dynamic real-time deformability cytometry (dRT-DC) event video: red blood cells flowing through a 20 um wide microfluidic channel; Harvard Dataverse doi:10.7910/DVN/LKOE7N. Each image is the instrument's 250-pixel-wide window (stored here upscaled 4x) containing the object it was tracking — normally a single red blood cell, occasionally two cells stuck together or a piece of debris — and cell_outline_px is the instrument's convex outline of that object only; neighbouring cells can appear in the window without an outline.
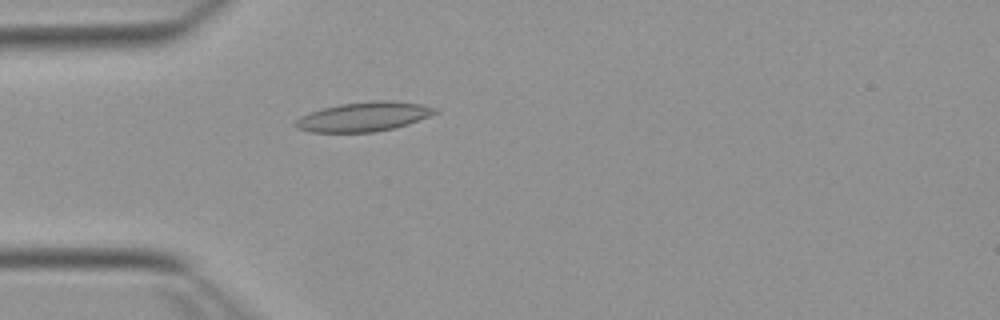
{"species": "Egyptian fruit bat (a non-hibernating species)", "species_latin": "Rousettus aegyptiacus", "temperature_condition": "warm", "stored_images_in_passage": 52, "camera_frame_rate_fps": 3000, "um_per_image_px": 0.085, "animal": {"sex": "female"}, "frame": {"image": 1, "passage_image": 15, "time_ms": 4.667, "image_size_px": [1000, 320], "cell_outline_px": [[440, 112], [408, 124], [396, 128], [372, 132], [312, 132], [296, 128], [296, 120], [300, 116], [320, 108], [340, 104], [376, 100], [392, 100], [420, 104], [440, 108]], "centroid_in_image_um": [30.97, 9.91], "position_along_channel_um": 54.0, "area_um2": 24.04}}
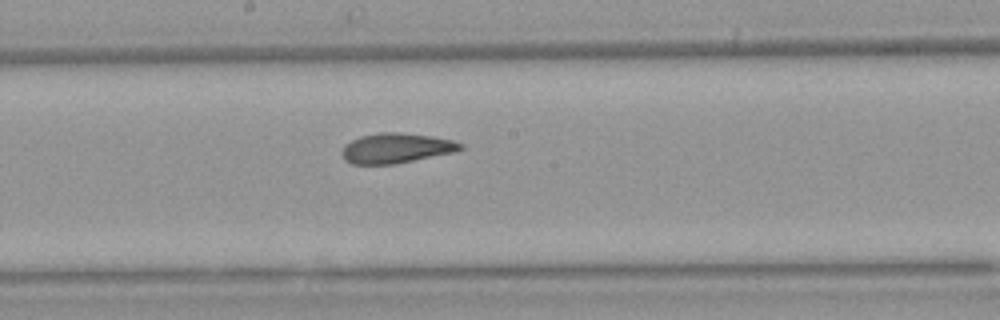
{"frame": {"image": 2, "passage_image": 28, "time_ms": 9.0, "image_size_px": [1000, 320], "cell_outline_px": [[464, 148], [456, 152], [396, 164], [352, 164], [344, 160], [340, 152], [344, 144], [360, 136], [380, 132], [400, 132], [432, 136], [452, 140], [464, 144]], "centroid_in_image_um": [33.67, 12.59], "position_along_channel_um": 214.5, "area_um2": 21.04}}
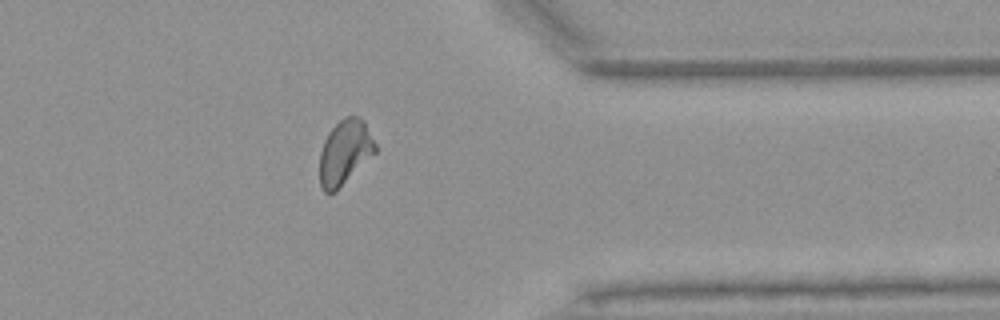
{"frame": {"image": 3, "passage_image": 42, "time_ms": 13.667, "image_size_px": [1000, 320], "cell_outline_px": [[376, 152], [336, 192], [324, 192], [320, 188], [320, 152], [324, 140], [328, 132], [340, 120], [348, 116], [360, 116], [364, 120], [376, 144]], "centroid_in_image_um": [29.31, 12.95], "position_along_channel_um": 382.1, "area_um2": 21.04}, "authors_computed_cell_mechanics": {"area_um2": 21.2126, "velocity_mm_per_s": 3.853, "shape_relaxation_time_tau1_ms": 11.1627, "shape_relaxation_time_tau2_ms": 2.1632, "deformation_change_tau1": 0.2416, "deformation_change_tau2": 0.0883}}